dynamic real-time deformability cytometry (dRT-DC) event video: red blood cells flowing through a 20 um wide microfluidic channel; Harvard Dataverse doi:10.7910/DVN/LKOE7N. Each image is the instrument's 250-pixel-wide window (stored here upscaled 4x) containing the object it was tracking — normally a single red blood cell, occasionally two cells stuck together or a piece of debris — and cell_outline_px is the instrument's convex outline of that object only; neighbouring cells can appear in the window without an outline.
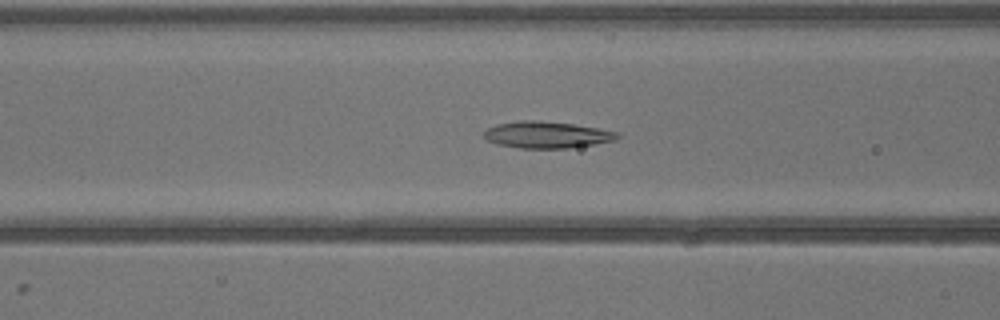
{"species": "common noctule bat (a hibernating species)", "species_latin": "Nyctalus noctula", "temperature_condition": "warm", "stored_images_in_passage": 17, "camera_frame_rate_fps": 3000, "um_per_image_px": 0.085, "animal": {"sex": "male", "body_mass_g": 13.3}, "frame": {"image": 1, "passage_image": 9, "time_ms": 2.667, "image_size_px": [1000, 320], "cell_outline_px": [[620, 136], [616, 140], [596, 144], [568, 148], [520, 148], [496, 144], [480, 136], [488, 128], [496, 124], [520, 120], [536, 120], [572, 124], [620, 132]], "centroid_in_image_um": [46.46, 11.46], "position_along_channel_um": 120.1, "area_um2": 20.81}}
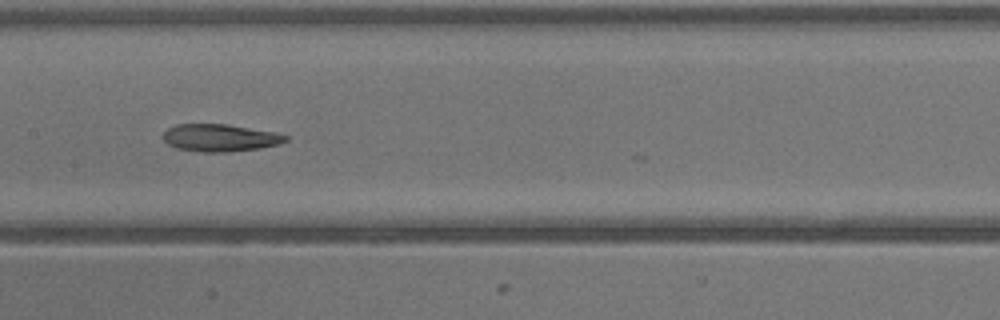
{"frame": {"image": 2, "passage_image": 13, "time_ms": 4.0, "image_size_px": [1000, 320], "cell_outline_px": [[288, 140], [280, 144], [260, 148], [228, 152], [204, 152], [176, 148], [168, 144], [160, 136], [168, 128], [176, 124], [228, 124], [276, 132], [288, 136]], "centroid_in_image_um": [18.7, 11.71], "position_along_channel_um": 188.7, "area_um2": 19.71}}
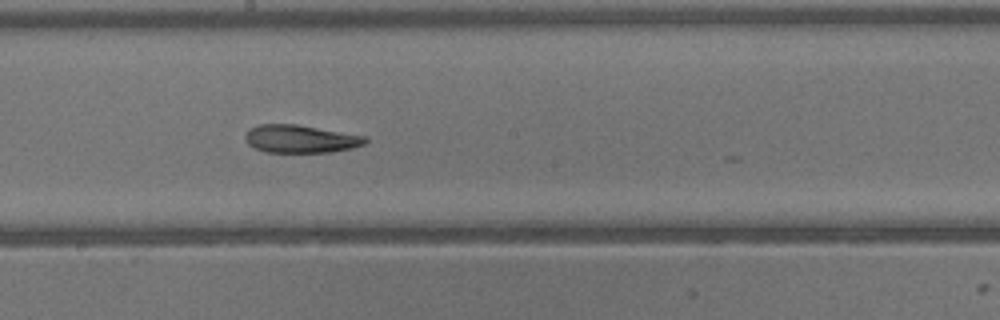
{"frame": {"image": 3, "passage_image": 15, "time_ms": 4.667, "image_size_px": [1000, 320], "cell_outline_px": [[368, 140], [364, 144], [352, 148], [332, 152], [264, 152], [248, 144], [244, 136], [248, 128], [256, 124], [296, 124], [368, 136]], "centroid_in_image_um": [25.54, 11.79], "position_along_channel_um": 222.7, "area_um2": 19.71}}